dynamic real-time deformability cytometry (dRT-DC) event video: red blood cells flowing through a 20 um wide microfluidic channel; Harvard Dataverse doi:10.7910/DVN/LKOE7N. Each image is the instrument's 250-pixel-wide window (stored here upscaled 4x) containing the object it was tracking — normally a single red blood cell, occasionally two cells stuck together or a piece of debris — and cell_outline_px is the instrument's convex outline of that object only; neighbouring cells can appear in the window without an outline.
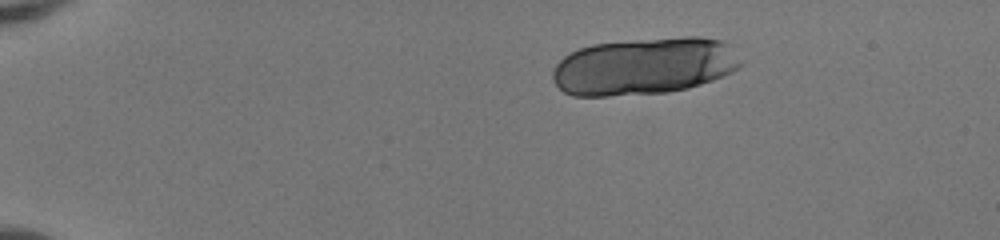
{"species": "human", "species_latin": "Homo sapiens", "temperature_condition": "room temperature", "stored_images_in_passage": 42, "camera_frame_rate_fps": 3000, "um_per_image_px": 0.085, "donor": {"sex": "female"}, "frame": {"image": 1, "passage_image": 1, "time_ms": 0.0, "image_size_px": [1000, 240], "cell_outline_px": [[744, 64], [740, 68], [732, 72], [712, 80], [688, 88], [668, 92], [608, 96], [572, 96], [564, 92], [556, 84], [552, 76], [552, 72], [556, 64], [564, 56], [580, 48], [592, 44], [636, 40], [684, 36], [700, 36], [724, 40], [744, 60]], "centroid_in_image_um": [54.81, 5.62], "position_along_channel_um": 30.2, "area_um2": 63.12}, "authors_computed_cell_mechanics": {"area_um2": 38.8994, "velocity_mm_per_s": 4.0807, "shape_relaxation_time_tau1_ms": 0.8057, "shape_relaxation_time_tau2_ms": null, "deformation_change_tau1": 0.3201, "deformation_change_tau2": null}}